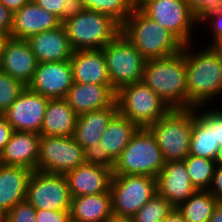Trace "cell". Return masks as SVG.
I'll use <instances>...</instances> for the list:
<instances>
[{
	"label": "cell",
	"instance_id": "1",
	"mask_svg": "<svg viewBox=\"0 0 222 222\" xmlns=\"http://www.w3.org/2000/svg\"><path fill=\"white\" fill-rule=\"evenodd\" d=\"M192 43L184 44L188 108L205 107L222 95V58L214 46L193 51ZM219 95V96H218Z\"/></svg>",
	"mask_w": 222,
	"mask_h": 222
},
{
	"label": "cell",
	"instance_id": "2",
	"mask_svg": "<svg viewBox=\"0 0 222 222\" xmlns=\"http://www.w3.org/2000/svg\"><path fill=\"white\" fill-rule=\"evenodd\" d=\"M142 81L170 109L188 108L185 52L158 59L146 60Z\"/></svg>",
	"mask_w": 222,
	"mask_h": 222
},
{
	"label": "cell",
	"instance_id": "3",
	"mask_svg": "<svg viewBox=\"0 0 222 222\" xmlns=\"http://www.w3.org/2000/svg\"><path fill=\"white\" fill-rule=\"evenodd\" d=\"M121 32L146 60L165 58L182 51L183 43L141 10L132 11Z\"/></svg>",
	"mask_w": 222,
	"mask_h": 222
},
{
	"label": "cell",
	"instance_id": "4",
	"mask_svg": "<svg viewBox=\"0 0 222 222\" xmlns=\"http://www.w3.org/2000/svg\"><path fill=\"white\" fill-rule=\"evenodd\" d=\"M194 107L170 109L164 116L147 128L155 140L166 162L184 160L189 155Z\"/></svg>",
	"mask_w": 222,
	"mask_h": 222
},
{
	"label": "cell",
	"instance_id": "5",
	"mask_svg": "<svg viewBox=\"0 0 222 222\" xmlns=\"http://www.w3.org/2000/svg\"><path fill=\"white\" fill-rule=\"evenodd\" d=\"M62 25L73 51L102 49L121 32V25L112 17L87 9Z\"/></svg>",
	"mask_w": 222,
	"mask_h": 222
},
{
	"label": "cell",
	"instance_id": "6",
	"mask_svg": "<svg viewBox=\"0 0 222 222\" xmlns=\"http://www.w3.org/2000/svg\"><path fill=\"white\" fill-rule=\"evenodd\" d=\"M165 163L154 135L147 127H140L116 159L113 176L147 175L156 178Z\"/></svg>",
	"mask_w": 222,
	"mask_h": 222
},
{
	"label": "cell",
	"instance_id": "7",
	"mask_svg": "<svg viewBox=\"0 0 222 222\" xmlns=\"http://www.w3.org/2000/svg\"><path fill=\"white\" fill-rule=\"evenodd\" d=\"M118 112L139 127H148L170 108L143 81L128 84L116 92Z\"/></svg>",
	"mask_w": 222,
	"mask_h": 222
},
{
	"label": "cell",
	"instance_id": "8",
	"mask_svg": "<svg viewBox=\"0 0 222 222\" xmlns=\"http://www.w3.org/2000/svg\"><path fill=\"white\" fill-rule=\"evenodd\" d=\"M102 50L115 92L125 85L142 81L146 59L122 32Z\"/></svg>",
	"mask_w": 222,
	"mask_h": 222
},
{
	"label": "cell",
	"instance_id": "9",
	"mask_svg": "<svg viewBox=\"0 0 222 222\" xmlns=\"http://www.w3.org/2000/svg\"><path fill=\"white\" fill-rule=\"evenodd\" d=\"M112 213L133 217L156 193V178L147 175L112 176Z\"/></svg>",
	"mask_w": 222,
	"mask_h": 222
},
{
	"label": "cell",
	"instance_id": "10",
	"mask_svg": "<svg viewBox=\"0 0 222 222\" xmlns=\"http://www.w3.org/2000/svg\"><path fill=\"white\" fill-rule=\"evenodd\" d=\"M84 163V149L74 136L40 137L37 171L66 174Z\"/></svg>",
	"mask_w": 222,
	"mask_h": 222
},
{
	"label": "cell",
	"instance_id": "11",
	"mask_svg": "<svg viewBox=\"0 0 222 222\" xmlns=\"http://www.w3.org/2000/svg\"><path fill=\"white\" fill-rule=\"evenodd\" d=\"M141 11L173 33L183 44L193 43L192 31L195 32L199 21L186 0H152Z\"/></svg>",
	"mask_w": 222,
	"mask_h": 222
},
{
	"label": "cell",
	"instance_id": "12",
	"mask_svg": "<svg viewBox=\"0 0 222 222\" xmlns=\"http://www.w3.org/2000/svg\"><path fill=\"white\" fill-rule=\"evenodd\" d=\"M71 195L65 174L33 171L26 200L36 210H70Z\"/></svg>",
	"mask_w": 222,
	"mask_h": 222
},
{
	"label": "cell",
	"instance_id": "13",
	"mask_svg": "<svg viewBox=\"0 0 222 222\" xmlns=\"http://www.w3.org/2000/svg\"><path fill=\"white\" fill-rule=\"evenodd\" d=\"M49 99L28 87L2 114L14 131L40 133Z\"/></svg>",
	"mask_w": 222,
	"mask_h": 222
},
{
	"label": "cell",
	"instance_id": "14",
	"mask_svg": "<svg viewBox=\"0 0 222 222\" xmlns=\"http://www.w3.org/2000/svg\"><path fill=\"white\" fill-rule=\"evenodd\" d=\"M73 85L70 60L38 63L28 88L48 99L65 98Z\"/></svg>",
	"mask_w": 222,
	"mask_h": 222
},
{
	"label": "cell",
	"instance_id": "15",
	"mask_svg": "<svg viewBox=\"0 0 222 222\" xmlns=\"http://www.w3.org/2000/svg\"><path fill=\"white\" fill-rule=\"evenodd\" d=\"M157 194L174 207L185 202L196 188L190 181L184 160L168 161L156 176Z\"/></svg>",
	"mask_w": 222,
	"mask_h": 222
},
{
	"label": "cell",
	"instance_id": "16",
	"mask_svg": "<svg viewBox=\"0 0 222 222\" xmlns=\"http://www.w3.org/2000/svg\"><path fill=\"white\" fill-rule=\"evenodd\" d=\"M38 62L29 43L10 37L4 47L0 70L20 80L26 86L32 81Z\"/></svg>",
	"mask_w": 222,
	"mask_h": 222
},
{
	"label": "cell",
	"instance_id": "17",
	"mask_svg": "<svg viewBox=\"0 0 222 222\" xmlns=\"http://www.w3.org/2000/svg\"><path fill=\"white\" fill-rule=\"evenodd\" d=\"M71 197L109 192L113 171L84 163L65 174Z\"/></svg>",
	"mask_w": 222,
	"mask_h": 222
},
{
	"label": "cell",
	"instance_id": "18",
	"mask_svg": "<svg viewBox=\"0 0 222 222\" xmlns=\"http://www.w3.org/2000/svg\"><path fill=\"white\" fill-rule=\"evenodd\" d=\"M64 99L79 116L110 106L116 99V92L111 84L73 82Z\"/></svg>",
	"mask_w": 222,
	"mask_h": 222
},
{
	"label": "cell",
	"instance_id": "19",
	"mask_svg": "<svg viewBox=\"0 0 222 222\" xmlns=\"http://www.w3.org/2000/svg\"><path fill=\"white\" fill-rule=\"evenodd\" d=\"M62 25L60 19L37 5L33 0L13 14L10 37L27 40L42 31Z\"/></svg>",
	"mask_w": 222,
	"mask_h": 222
},
{
	"label": "cell",
	"instance_id": "20",
	"mask_svg": "<svg viewBox=\"0 0 222 222\" xmlns=\"http://www.w3.org/2000/svg\"><path fill=\"white\" fill-rule=\"evenodd\" d=\"M40 137L34 132L14 131L0 153V164L37 170Z\"/></svg>",
	"mask_w": 222,
	"mask_h": 222
},
{
	"label": "cell",
	"instance_id": "21",
	"mask_svg": "<svg viewBox=\"0 0 222 222\" xmlns=\"http://www.w3.org/2000/svg\"><path fill=\"white\" fill-rule=\"evenodd\" d=\"M27 42L38 63L70 60L73 53L63 25L35 34Z\"/></svg>",
	"mask_w": 222,
	"mask_h": 222
},
{
	"label": "cell",
	"instance_id": "22",
	"mask_svg": "<svg viewBox=\"0 0 222 222\" xmlns=\"http://www.w3.org/2000/svg\"><path fill=\"white\" fill-rule=\"evenodd\" d=\"M73 82L111 84L102 49L76 50L70 58Z\"/></svg>",
	"mask_w": 222,
	"mask_h": 222
},
{
	"label": "cell",
	"instance_id": "23",
	"mask_svg": "<svg viewBox=\"0 0 222 222\" xmlns=\"http://www.w3.org/2000/svg\"><path fill=\"white\" fill-rule=\"evenodd\" d=\"M32 173L33 170L22 166L0 164V212L3 215L26 199Z\"/></svg>",
	"mask_w": 222,
	"mask_h": 222
},
{
	"label": "cell",
	"instance_id": "24",
	"mask_svg": "<svg viewBox=\"0 0 222 222\" xmlns=\"http://www.w3.org/2000/svg\"><path fill=\"white\" fill-rule=\"evenodd\" d=\"M118 112L116 100L108 107L90 111L77 117L74 138L85 150L101 141L104 130Z\"/></svg>",
	"mask_w": 222,
	"mask_h": 222
},
{
	"label": "cell",
	"instance_id": "25",
	"mask_svg": "<svg viewBox=\"0 0 222 222\" xmlns=\"http://www.w3.org/2000/svg\"><path fill=\"white\" fill-rule=\"evenodd\" d=\"M78 115L64 99H49L41 136H74Z\"/></svg>",
	"mask_w": 222,
	"mask_h": 222
},
{
	"label": "cell",
	"instance_id": "26",
	"mask_svg": "<svg viewBox=\"0 0 222 222\" xmlns=\"http://www.w3.org/2000/svg\"><path fill=\"white\" fill-rule=\"evenodd\" d=\"M112 213L111 193L72 197L70 220L75 222H104Z\"/></svg>",
	"mask_w": 222,
	"mask_h": 222
},
{
	"label": "cell",
	"instance_id": "27",
	"mask_svg": "<svg viewBox=\"0 0 222 222\" xmlns=\"http://www.w3.org/2000/svg\"><path fill=\"white\" fill-rule=\"evenodd\" d=\"M140 127L117 112L104 130L99 145L117 159Z\"/></svg>",
	"mask_w": 222,
	"mask_h": 222
},
{
	"label": "cell",
	"instance_id": "28",
	"mask_svg": "<svg viewBox=\"0 0 222 222\" xmlns=\"http://www.w3.org/2000/svg\"><path fill=\"white\" fill-rule=\"evenodd\" d=\"M219 144L215 142L214 127L194 107V123L190 142L189 155L214 160Z\"/></svg>",
	"mask_w": 222,
	"mask_h": 222
},
{
	"label": "cell",
	"instance_id": "29",
	"mask_svg": "<svg viewBox=\"0 0 222 222\" xmlns=\"http://www.w3.org/2000/svg\"><path fill=\"white\" fill-rule=\"evenodd\" d=\"M217 203L208 190H196L177 208L187 222H209Z\"/></svg>",
	"mask_w": 222,
	"mask_h": 222
},
{
	"label": "cell",
	"instance_id": "30",
	"mask_svg": "<svg viewBox=\"0 0 222 222\" xmlns=\"http://www.w3.org/2000/svg\"><path fill=\"white\" fill-rule=\"evenodd\" d=\"M184 163L190 176V181L196 190H208L210 188L216 162L212 159L188 155Z\"/></svg>",
	"mask_w": 222,
	"mask_h": 222
},
{
	"label": "cell",
	"instance_id": "31",
	"mask_svg": "<svg viewBox=\"0 0 222 222\" xmlns=\"http://www.w3.org/2000/svg\"><path fill=\"white\" fill-rule=\"evenodd\" d=\"M85 9L109 15L120 25L133 11L127 0H80Z\"/></svg>",
	"mask_w": 222,
	"mask_h": 222
},
{
	"label": "cell",
	"instance_id": "32",
	"mask_svg": "<svg viewBox=\"0 0 222 222\" xmlns=\"http://www.w3.org/2000/svg\"><path fill=\"white\" fill-rule=\"evenodd\" d=\"M174 206L157 193L132 217L133 222H162Z\"/></svg>",
	"mask_w": 222,
	"mask_h": 222
},
{
	"label": "cell",
	"instance_id": "33",
	"mask_svg": "<svg viewBox=\"0 0 222 222\" xmlns=\"http://www.w3.org/2000/svg\"><path fill=\"white\" fill-rule=\"evenodd\" d=\"M37 5L57 16L61 22L79 14L85 8L80 0H33Z\"/></svg>",
	"mask_w": 222,
	"mask_h": 222
},
{
	"label": "cell",
	"instance_id": "34",
	"mask_svg": "<svg viewBox=\"0 0 222 222\" xmlns=\"http://www.w3.org/2000/svg\"><path fill=\"white\" fill-rule=\"evenodd\" d=\"M27 86L0 70V115L20 96Z\"/></svg>",
	"mask_w": 222,
	"mask_h": 222
},
{
	"label": "cell",
	"instance_id": "35",
	"mask_svg": "<svg viewBox=\"0 0 222 222\" xmlns=\"http://www.w3.org/2000/svg\"><path fill=\"white\" fill-rule=\"evenodd\" d=\"M85 162L87 164L99 165L111 169L115 167L116 159L96 143L95 145L84 150Z\"/></svg>",
	"mask_w": 222,
	"mask_h": 222
},
{
	"label": "cell",
	"instance_id": "36",
	"mask_svg": "<svg viewBox=\"0 0 222 222\" xmlns=\"http://www.w3.org/2000/svg\"><path fill=\"white\" fill-rule=\"evenodd\" d=\"M4 222H37L36 209L25 199L4 215Z\"/></svg>",
	"mask_w": 222,
	"mask_h": 222
},
{
	"label": "cell",
	"instance_id": "37",
	"mask_svg": "<svg viewBox=\"0 0 222 222\" xmlns=\"http://www.w3.org/2000/svg\"><path fill=\"white\" fill-rule=\"evenodd\" d=\"M202 23L209 26L208 28L213 36V40L207 46H215L222 43V9L210 12L205 15L199 21V25H201Z\"/></svg>",
	"mask_w": 222,
	"mask_h": 222
},
{
	"label": "cell",
	"instance_id": "38",
	"mask_svg": "<svg viewBox=\"0 0 222 222\" xmlns=\"http://www.w3.org/2000/svg\"><path fill=\"white\" fill-rule=\"evenodd\" d=\"M200 21L210 12L222 9V0H186Z\"/></svg>",
	"mask_w": 222,
	"mask_h": 222
},
{
	"label": "cell",
	"instance_id": "39",
	"mask_svg": "<svg viewBox=\"0 0 222 222\" xmlns=\"http://www.w3.org/2000/svg\"><path fill=\"white\" fill-rule=\"evenodd\" d=\"M204 106H198L196 109H200L201 114L212 124L214 127V136L216 144L222 146V110L214 107L208 110H202ZM206 110V111H205Z\"/></svg>",
	"mask_w": 222,
	"mask_h": 222
},
{
	"label": "cell",
	"instance_id": "40",
	"mask_svg": "<svg viewBox=\"0 0 222 222\" xmlns=\"http://www.w3.org/2000/svg\"><path fill=\"white\" fill-rule=\"evenodd\" d=\"M37 222H69L70 210H36Z\"/></svg>",
	"mask_w": 222,
	"mask_h": 222
},
{
	"label": "cell",
	"instance_id": "41",
	"mask_svg": "<svg viewBox=\"0 0 222 222\" xmlns=\"http://www.w3.org/2000/svg\"><path fill=\"white\" fill-rule=\"evenodd\" d=\"M208 191L217 199L218 202H222V166H216Z\"/></svg>",
	"mask_w": 222,
	"mask_h": 222
},
{
	"label": "cell",
	"instance_id": "42",
	"mask_svg": "<svg viewBox=\"0 0 222 222\" xmlns=\"http://www.w3.org/2000/svg\"><path fill=\"white\" fill-rule=\"evenodd\" d=\"M13 27V13L0 3V31L10 36Z\"/></svg>",
	"mask_w": 222,
	"mask_h": 222
},
{
	"label": "cell",
	"instance_id": "43",
	"mask_svg": "<svg viewBox=\"0 0 222 222\" xmlns=\"http://www.w3.org/2000/svg\"><path fill=\"white\" fill-rule=\"evenodd\" d=\"M14 132L11 125L7 122L3 115H0V153L11 138Z\"/></svg>",
	"mask_w": 222,
	"mask_h": 222
},
{
	"label": "cell",
	"instance_id": "44",
	"mask_svg": "<svg viewBox=\"0 0 222 222\" xmlns=\"http://www.w3.org/2000/svg\"><path fill=\"white\" fill-rule=\"evenodd\" d=\"M30 1L31 0H0V3L14 14Z\"/></svg>",
	"mask_w": 222,
	"mask_h": 222
},
{
	"label": "cell",
	"instance_id": "45",
	"mask_svg": "<svg viewBox=\"0 0 222 222\" xmlns=\"http://www.w3.org/2000/svg\"><path fill=\"white\" fill-rule=\"evenodd\" d=\"M162 222H187L182 213L178 210L177 207H174L173 210L162 220Z\"/></svg>",
	"mask_w": 222,
	"mask_h": 222
},
{
	"label": "cell",
	"instance_id": "46",
	"mask_svg": "<svg viewBox=\"0 0 222 222\" xmlns=\"http://www.w3.org/2000/svg\"><path fill=\"white\" fill-rule=\"evenodd\" d=\"M104 222H133L131 217L111 213Z\"/></svg>",
	"mask_w": 222,
	"mask_h": 222
},
{
	"label": "cell",
	"instance_id": "47",
	"mask_svg": "<svg viewBox=\"0 0 222 222\" xmlns=\"http://www.w3.org/2000/svg\"><path fill=\"white\" fill-rule=\"evenodd\" d=\"M209 222H222V202H218Z\"/></svg>",
	"mask_w": 222,
	"mask_h": 222
},
{
	"label": "cell",
	"instance_id": "48",
	"mask_svg": "<svg viewBox=\"0 0 222 222\" xmlns=\"http://www.w3.org/2000/svg\"><path fill=\"white\" fill-rule=\"evenodd\" d=\"M152 0H127L130 8L134 10H141L144 6H146Z\"/></svg>",
	"mask_w": 222,
	"mask_h": 222
},
{
	"label": "cell",
	"instance_id": "49",
	"mask_svg": "<svg viewBox=\"0 0 222 222\" xmlns=\"http://www.w3.org/2000/svg\"><path fill=\"white\" fill-rule=\"evenodd\" d=\"M9 38L10 36L8 34L0 31V61L4 52L5 44Z\"/></svg>",
	"mask_w": 222,
	"mask_h": 222
},
{
	"label": "cell",
	"instance_id": "50",
	"mask_svg": "<svg viewBox=\"0 0 222 222\" xmlns=\"http://www.w3.org/2000/svg\"><path fill=\"white\" fill-rule=\"evenodd\" d=\"M214 161L216 162V166H222V146L218 148Z\"/></svg>",
	"mask_w": 222,
	"mask_h": 222
},
{
	"label": "cell",
	"instance_id": "51",
	"mask_svg": "<svg viewBox=\"0 0 222 222\" xmlns=\"http://www.w3.org/2000/svg\"><path fill=\"white\" fill-rule=\"evenodd\" d=\"M214 47L219 51L221 58H222V43L215 45Z\"/></svg>",
	"mask_w": 222,
	"mask_h": 222
},
{
	"label": "cell",
	"instance_id": "52",
	"mask_svg": "<svg viewBox=\"0 0 222 222\" xmlns=\"http://www.w3.org/2000/svg\"><path fill=\"white\" fill-rule=\"evenodd\" d=\"M0 222H4V215L0 212Z\"/></svg>",
	"mask_w": 222,
	"mask_h": 222
}]
</instances>
